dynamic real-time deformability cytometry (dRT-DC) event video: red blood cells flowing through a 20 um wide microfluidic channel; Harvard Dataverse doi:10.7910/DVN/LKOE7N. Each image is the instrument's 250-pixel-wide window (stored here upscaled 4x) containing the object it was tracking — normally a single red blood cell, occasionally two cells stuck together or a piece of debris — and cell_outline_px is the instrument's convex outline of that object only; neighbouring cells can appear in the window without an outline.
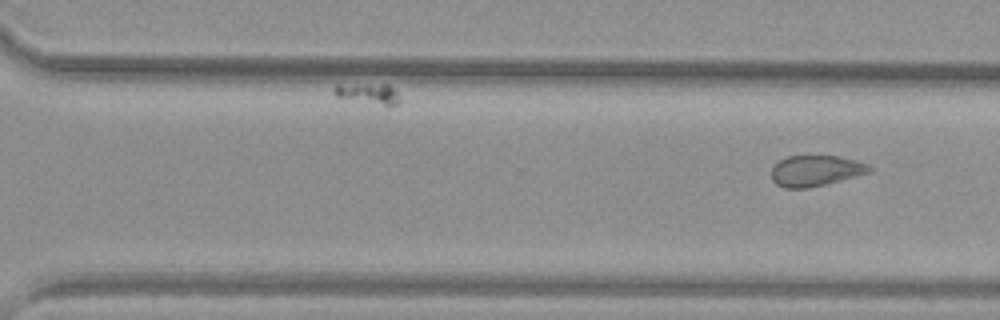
{"species": "common noctule bat (a hibernating species)", "species_latin": "Nyctalus noctula", "temperature_condition": "warm", "stored_images_in_passage": 38, "camera_frame_rate_fps": 3000, "um_per_image_px": 0.085, "animal": {"sex": "female", "body_mass_g": 29.2, "forearm_length_mm": 56.3}, "frame": {"image": 1, "passage_image": 38, "time_ms": 12.333, "image_size_px": [1000, 320], "cell_outline_px": [[872, 172], [808, 188], [784, 188], [776, 184], [772, 180], [772, 168], [780, 160], [788, 156], [836, 156], [856, 160], [868, 164], [872, 168]], "centroid_in_image_um": [69.34, 14.51], "position_along_channel_um": 301.3, "area_um2": 17.46}}